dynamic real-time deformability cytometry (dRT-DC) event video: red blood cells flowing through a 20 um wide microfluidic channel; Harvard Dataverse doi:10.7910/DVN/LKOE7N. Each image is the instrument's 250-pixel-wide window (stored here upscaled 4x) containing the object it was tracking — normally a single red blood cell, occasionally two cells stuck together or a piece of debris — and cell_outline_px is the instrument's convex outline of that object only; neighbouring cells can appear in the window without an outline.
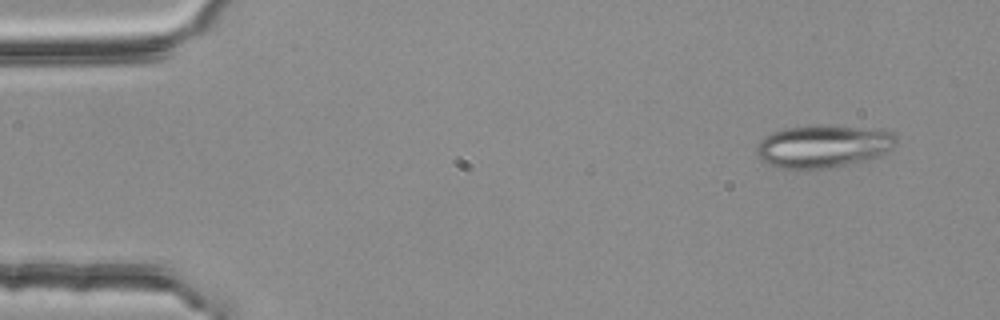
{"species": "common noctule bat (a hibernating species)", "species_latin": "Nyctalus noctula", "temperature_condition": "room temperature", "stored_images_in_passage": 4, "camera_frame_rate_fps": 3000, "um_per_image_px": 0.085, "animal": {"sex": "female", "body_mass_g": 25.1}, "frame": {"image": 1, "passage_image": 1, "time_ms": 0.0, "image_size_px": [1000, 320], "cell_outline_px": [[896, 144], [888, 152], [880, 156], [868, 160], [828, 168], [780, 168], [768, 164], [760, 160], [756, 152], [756, 144], [764, 136], [772, 132], [784, 128], [820, 124], [876, 128], [892, 132], [896, 136]], "centroid_in_image_um": [69.98, 12.41], "position_along_channel_um": 15.0, "area_um2": 35.32}}